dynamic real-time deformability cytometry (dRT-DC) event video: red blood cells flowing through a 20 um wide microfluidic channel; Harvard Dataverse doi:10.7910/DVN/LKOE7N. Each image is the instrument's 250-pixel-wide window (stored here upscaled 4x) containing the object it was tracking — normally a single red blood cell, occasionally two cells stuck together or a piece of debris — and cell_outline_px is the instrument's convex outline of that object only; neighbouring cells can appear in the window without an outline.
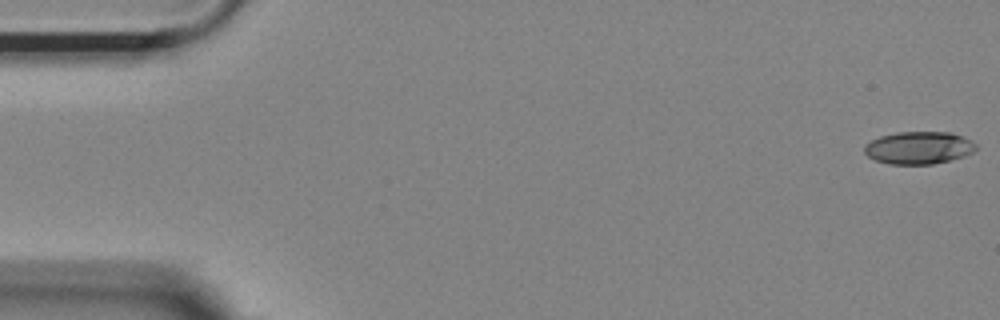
{"species": "Egyptian fruit bat (a non-hibernating species)", "species_latin": "Rousettus aegyptiacus", "temperature_condition": "room temperature", "stored_images_in_passage": 53, "camera_frame_rate_fps": 3000, "um_per_image_px": 0.085, "animal": {"sex": "female"}, "frame": {"image": 1, "passage_image": 1, "time_ms": 0.0, "image_size_px": [1000, 320], "cell_outline_px": [[976, 148], [972, 152], [964, 156], [932, 164], [888, 164], [876, 160], [868, 156], [864, 152], [864, 144], [880, 136], [896, 132], [952, 132], [972, 140], [976, 144]], "centroid_in_image_um": [78.08, 12.55], "position_along_channel_um": 6.9, "area_um2": 21.15}}
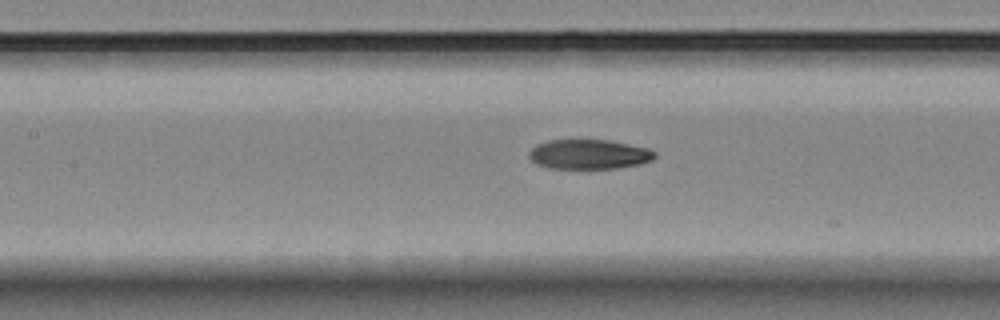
{"frame": {"image": 2, "passage_image": 24, "time_ms": 7.667, "image_size_px": [1000, 320], "cell_outline_px": [[656, 156], [652, 160], [640, 164], [620, 168], [548, 168], [536, 164], [528, 156], [528, 152], [536, 144], [548, 140], [608, 140], [648, 148], [656, 152]], "centroid_in_image_um": [50.05, 13.11], "position_along_channel_um": 157.3, "area_um2": 21.79}}
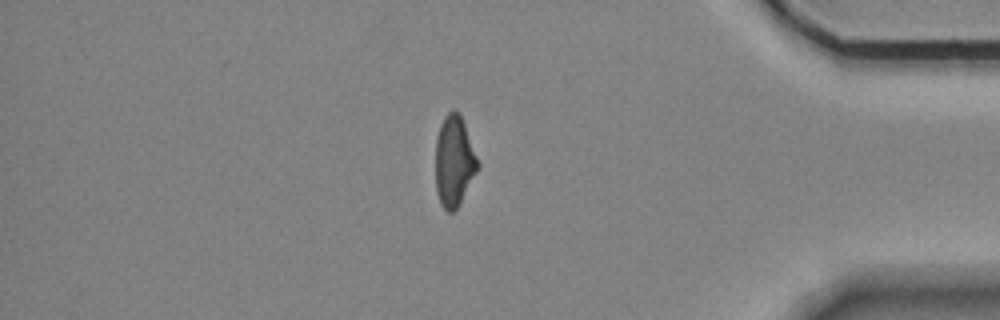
{"frame": {"image": 3, "passage_image": 46, "time_ms": 15.0, "image_size_px": [1000, 320], "cell_outline_px": [[480, 168], [456, 208], [452, 212], [448, 212], [440, 204], [436, 192], [436, 140], [440, 124], [444, 116], [448, 112], [460, 112], [480, 164]], "centroid_in_image_um": [38.61, 13.7], "position_along_channel_um": 396.6, "area_um2": 22.31}, "authors_computed_cell_mechanics": {"area_um2": 22.3686, "velocity_mm_per_s": 3.6932, "shape_relaxation_time_tau1_ms": null, "shape_relaxation_time_tau2_ms": 4.941, "deformation_change_tau1": null, "deformation_change_tau2": 0.1303}}